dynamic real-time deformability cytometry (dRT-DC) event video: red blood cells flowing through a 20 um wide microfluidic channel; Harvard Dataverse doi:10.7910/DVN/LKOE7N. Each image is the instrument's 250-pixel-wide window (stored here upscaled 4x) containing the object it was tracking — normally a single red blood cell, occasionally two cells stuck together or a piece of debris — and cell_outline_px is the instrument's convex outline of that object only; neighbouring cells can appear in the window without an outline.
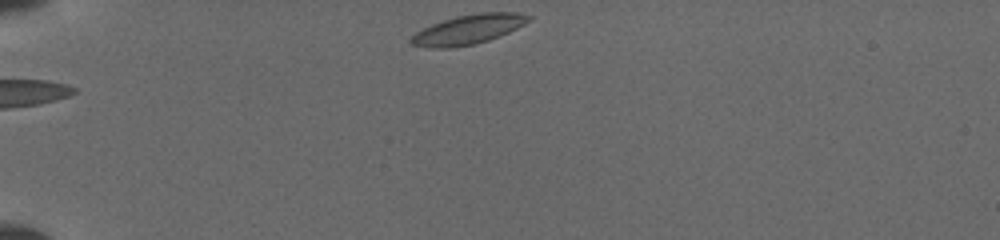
{"species": "common noctule bat (a hibernating species)", "species_latin": "Nyctalus noctula", "temperature_condition": "cold", "stored_images_in_passage": 13, "camera_frame_rate_fps": 3000, "um_per_image_px": 0.085, "animal": {"sex": "female", "body_mass_g": 19.5, "forearm_length_mm": 54.1}, "frame": {"image": 1, "passage_image": 1, "time_ms": 0.0, "image_size_px": [1000, 240], "cell_outline_px": [[532, 20], [508, 32], [488, 40], [472, 44], [452, 48], [428, 48], [412, 44], [408, 40], [416, 32], [432, 24], [456, 16], [484, 12], [516, 12], [532, 16]], "centroid_in_image_um": [39.8, 2.5], "position_along_channel_um": 45.2, "area_um2": 20.06}}
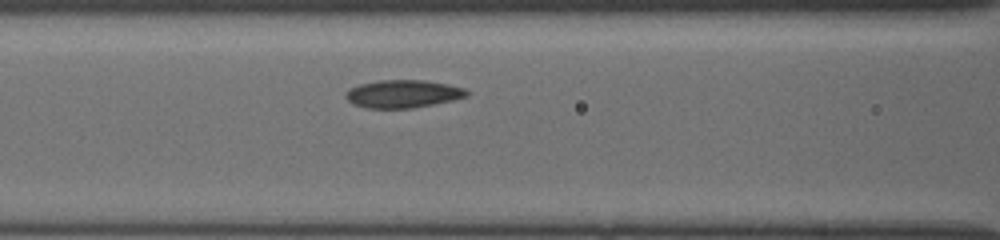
{"frame": {"image": 2, "passage_image": 8, "time_ms": 3.333, "image_size_px": [1000, 240], "cell_outline_px": [[468, 96], [452, 100], [412, 108], [364, 108], [352, 104], [344, 96], [348, 88], [360, 84], [376, 80], [424, 80], [448, 84], [464, 88], [468, 92]], "centroid_in_image_um": [34.2, 7.97], "position_along_channel_um": 132.4, "area_um2": 19.71}}
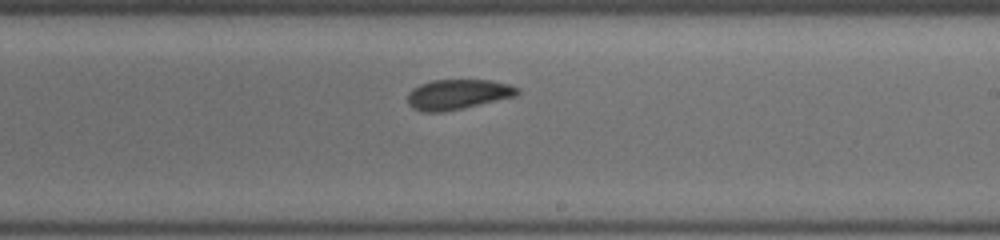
{"frame": {"image": 3, "passage_image": 13, "time_ms": 6.333, "image_size_px": [1000, 240], "cell_outline_px": [[520, 92], [516, 96], [464, 108], [444, 112], [420, 112], [412, 108], [408, 104], [408, 92], [412, 88], [420, 84], [432, 80], [492, 80], [508, 84], [520, 88]], "centroid_in_image_um": [38.9, 8.03], "position_along_channel_um": 250.1, "area_um2": 19.48}}